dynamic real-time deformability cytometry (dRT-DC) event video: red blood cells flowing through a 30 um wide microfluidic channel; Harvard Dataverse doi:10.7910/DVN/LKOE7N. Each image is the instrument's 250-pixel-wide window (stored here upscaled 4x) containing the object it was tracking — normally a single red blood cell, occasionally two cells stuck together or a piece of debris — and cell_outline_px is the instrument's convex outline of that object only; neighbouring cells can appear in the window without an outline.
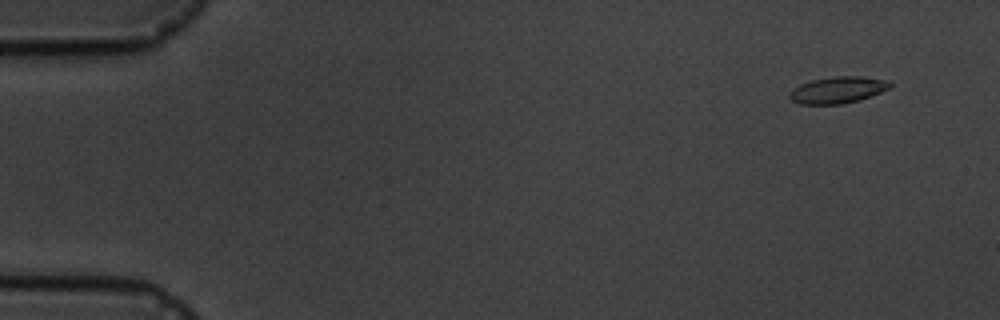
{"species": "common noctule bat (a hibernating species)", "species_latin": "Nyctalus noctula", "temperature_condition": "cold", "stored_images_in_passage": 7, "camera_frame_rate_fps": 3000, "um_per_image_px": 0.085, "animal": {"sex": "male", "body_mass_g": 19.5, "forearm_length_mm": 54.6}, "frame": {"image": 1, "passage_image": 2, "time_ms": 1.333, "image_size_px": [1000, 320], "cell_outline_px": [[892, 88], [860, 100], [840, 104], [800, 104], [792, 100], [788, 96], [792, 88], [800, 84], [812, 80], [832, 76], [864, 76], [888, 80], [892, 84]], "centroid_in_image_um": [71.24, 7.63], "position_along_channel_um": 13.8, "area_um2": 15.78}}
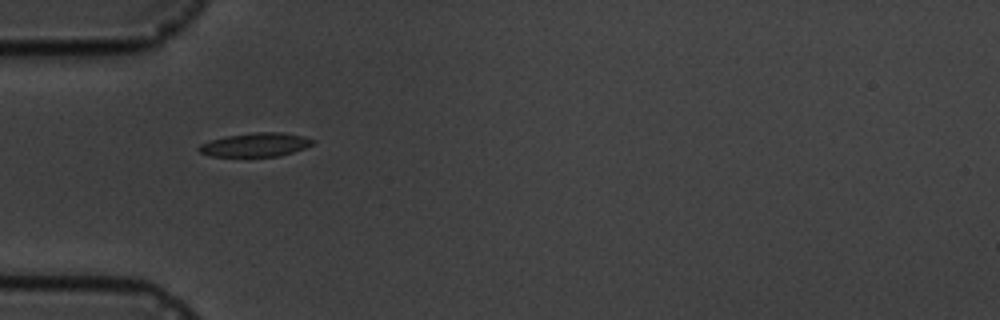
{"frame": {"image": 2, "passage_image": 6, "time_ms": 6.0, "image_size_px": [1000, 320], "cell_outline_px": [[316, 140], [312, 144], [304, 148], [280, 156], [248, 160], [212, 156], [200, 152], [196, 148], [200, 144], [212, 140], [228, 136], [252, 132], [284, 132], [304, 136]], "centroid_in_image_um": [21.7, 12.36], "position_along_channel_um": 63.3, "area_um2": 16.65}}
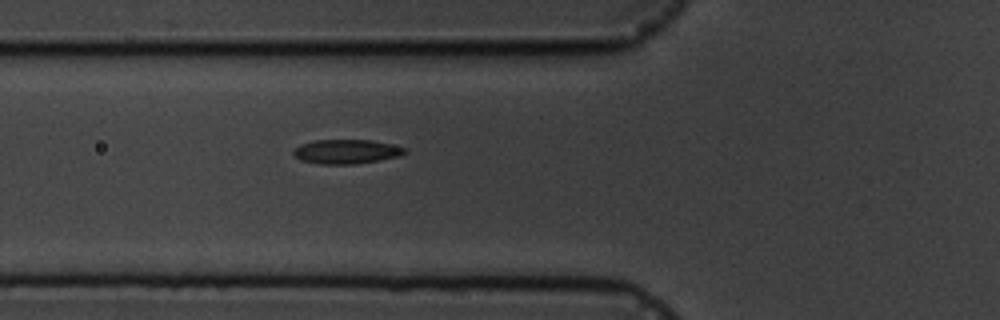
{"frame": {"image": 3, "passage_image": 7, "time_ms": 7.0, "image_size_px": [1000, 320], "cell_outline_px": [[408, 152], [400, 156], [380, 160], [356, 164], [320, 164], [300, 160], [292, 152], [300, 144], [312, 140], [368, 140], [408, 148]], "centroid_in_image_um": [29.45, 12.89], "position_along_channel_um": 96.3, "area_um2": 15.78}}